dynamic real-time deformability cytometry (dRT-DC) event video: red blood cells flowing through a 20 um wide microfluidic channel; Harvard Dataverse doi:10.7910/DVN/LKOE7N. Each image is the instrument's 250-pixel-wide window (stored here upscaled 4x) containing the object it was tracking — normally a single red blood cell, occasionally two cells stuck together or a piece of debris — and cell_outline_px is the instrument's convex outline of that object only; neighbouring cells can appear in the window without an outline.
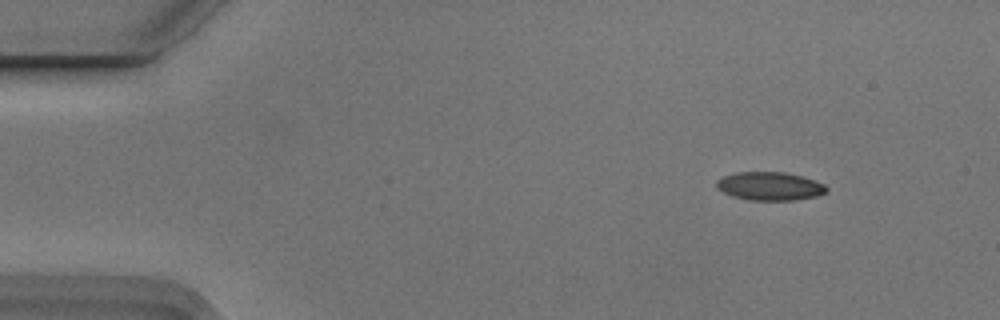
{"species": "Egyptian fruit bat (a non-hibernating species)", "species_latin": "Rousettus aegyptiacus", "temperature_condition": "cold", "stored_images_in_passage": 7, "camera_frame_rate_fps": 3000, "um_per_image_px": 0.085, "animal": {"sex": "male"}, "frame": {"image": 1, "passage_image": 2, "time_ms": 0.333, "image_size_px": [1000, 320], "cell_outline_px": [[828, 192], [816, 196], [796, 200], [752, 200], [732, 196], [716, 188], [716, 180], [724, 176], [736, 172], [784, 172], [800, 176], [824, 184], [828, 188]], "centroid_in_image_um": [65.43, 15.83], "position_along_channel_um": 19.6, "area_um2": 18.09}}
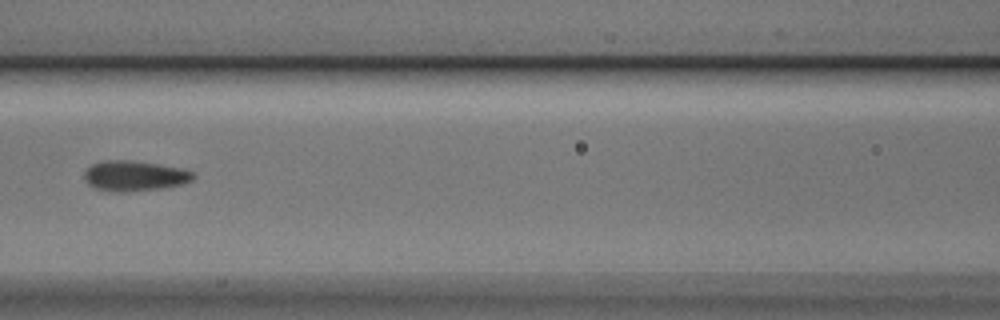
{"frame": {"image": 2, "passage_image": 7, "time_ms": 2.0, "image_size_px": [1000, 320], "cell_outline_px": [[196, 176], [192, 180], [184, 184], [160, 188], [124, 192], [120, 192], [96, 188], [88, 184], [84, 180], [84, 172], [92, 164], [104, 160], [132, 160], [184, 168], [196, 172]], "centroid_in_image_um": [11.48, 14.93], "position_along_channel_um": 155.1, "area_um2": 19.36}}